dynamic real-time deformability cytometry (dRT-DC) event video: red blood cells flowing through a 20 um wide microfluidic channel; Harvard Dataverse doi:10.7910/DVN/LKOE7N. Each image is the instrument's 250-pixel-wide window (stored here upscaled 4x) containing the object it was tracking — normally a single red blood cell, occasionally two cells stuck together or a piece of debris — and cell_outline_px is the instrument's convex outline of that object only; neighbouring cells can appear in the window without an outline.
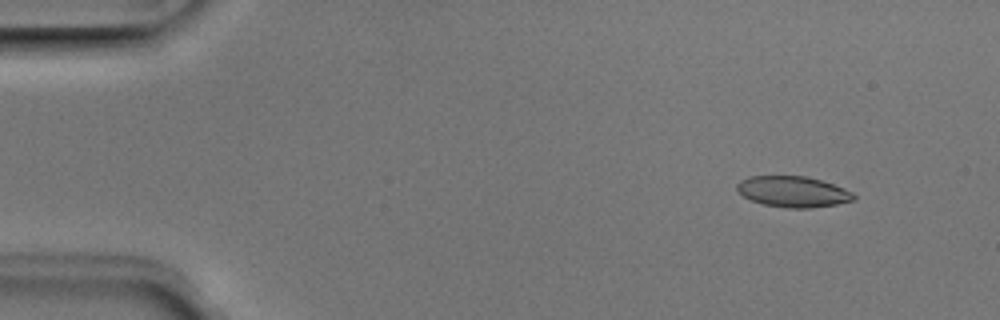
{"species": "Egyptian fruit bat (a non-hibernating species)", "species_latin": "Rousettus aegyptiacus", "temperature_condition": "room temperature", "stored_images_in_passage": 51, "camera_frame_rate_fps": 3000, "um_per_image_px": 0.085, "animal": {"sex": "male"}, "frame": {"image": 1, "passage_image": 5, "time_ms": 1.333, "image_size_px": [1000, 320], "cell_outline_px": [[856, 200], [836, 204], [808, 208], [788, 208], [764, 204], [752, 200], [744, 196], [736, 188], [736, 184], [740, 180], [748, 176], [808, 176], [844, 188], [852, 192], [856, 196]], "centroid_in_image_um": [67.41, 16.28], "position_along_channel_um": 17.6, "area_um2": 20.92}}
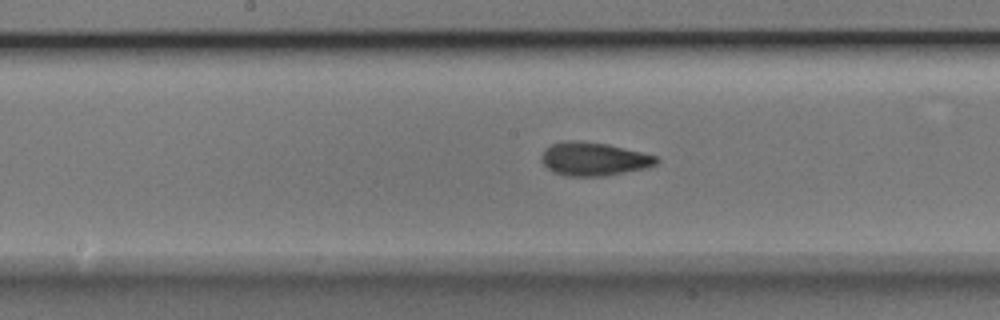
{"frame": {"image": 2, "passage_image": 26, "time_ms": 8.333, "image_size_px": [1000, 320], "cell_outline_px": [[660, 160], [656, 164], [648, 168], [604, 176], [564, 176], [552, 172], [540, 160], [540, 156], [544, 148], [552, 144], [564, 140], [580, 140], [608, 144], [656, 156]], "centroid_in_image_um": [50.43, 13.51], "position_along_channel_um": 197.8, "area_um2": 22.66}}
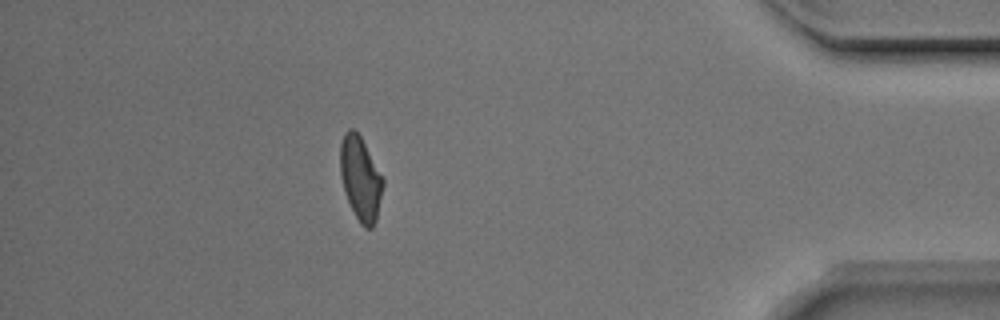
{"frame": {"image": 3, "passage_image": 45, "time_ms": 14.667, "image_size_px": [1000, 320], "cell_outline_px": [[384, 184], [376, 220], [372, 228], [364, 228], [360, 224], [344, 192], [340, 176], [340, 144], [344, 132], [348, 128], [352, 128], [360, 136], [384, 180]], "centroid_in_image_um": [30.62, 15.18], "position_along_channel_um": 404.6, "area_um2": 20.75}, "authors_computed_cell_mechanics": {"area_um2": 21.2126, "velocity_mm_per_s": 3.9807, "shape_relaxation_time_tau1_ms": 5.04, "shape_relaxation_time_tau2_ms": 2.3085, "deformation_change_tau1": 0.1513, "deformation_change_tau2": 0.0787}}